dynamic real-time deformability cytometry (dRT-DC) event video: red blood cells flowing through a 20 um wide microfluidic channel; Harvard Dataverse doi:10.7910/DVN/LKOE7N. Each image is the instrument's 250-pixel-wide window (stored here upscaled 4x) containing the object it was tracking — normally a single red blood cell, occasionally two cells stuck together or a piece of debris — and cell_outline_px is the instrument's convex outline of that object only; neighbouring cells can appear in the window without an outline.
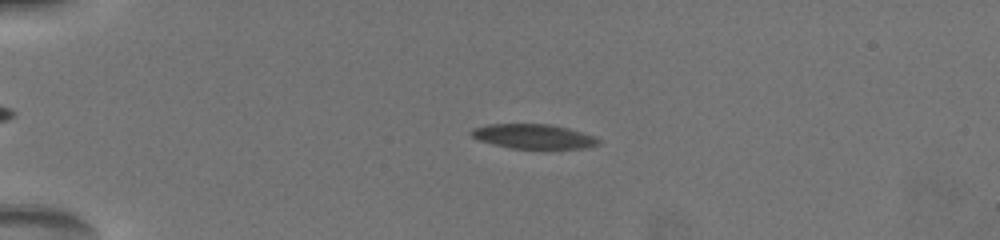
{"species": "common noctule bat (a hibernating species)", "species_latin": "Nyctalus noctula", "temperature_condition": "warm", "stored_images_in_passage": 55, "camera_frame_rate_fps": 3000, "um_per_image_px": 0.085, "animal": {"sex": "female", "body_mass_g": 19.5, "forearm_length_mm": 54.1}, "frame": {"image": 1, "passage_image": 1, "time_ms": 0.0, "image_size_px": [1000, 240], "cell_outline_px": [[600, 144], [584, 148], [512, 148], [480, 140], [472, 136], [472, 128], [492, 124], [548, 124], [568, 128], [592, 136], [600, 140]], "centroid_in_image_um": [45.37, 11.59], "position_along_channel_um": 39.6, "area_um2": 17.69}}
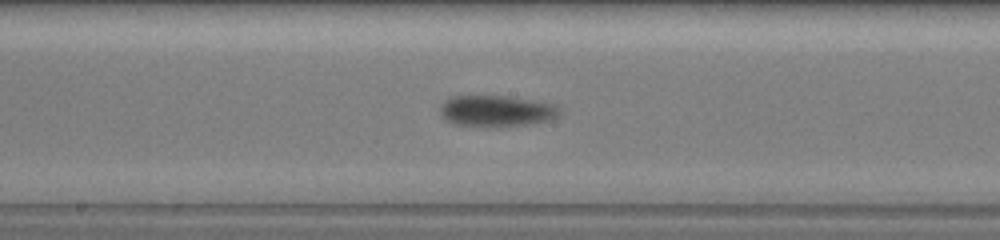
{"frame": {"image": 2, "passage_image": 23, "time_ms": 6.0, "image_size_px": [1000, 240], "cell_outline_px": [[556, 116], [544, 120], [524, 124], [492, 128], [456, 124], [448, 120], [440, 112], [440, 108], [452, 96], [508, 96], [548, 104], [556, 108]], "centroid_in_image_um": [42.08, 9.45], "position_along_channel_um": 206.1, "area_um2": 20.81}}
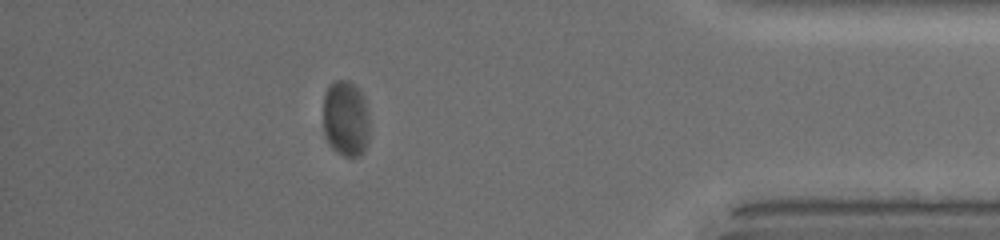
{"frame": {"image": 3, "passage_image": 44, "time_ms": 12.333, "image_size_px": [1000, 240], "cell_outline_px": [[368, 144], [364, 152], [356, 156], [348, 156], [340, 152], [332, 144], [328, 136], [324, 124], [324, 92], [336, 80], [348, 80], [360, 92], [364, 100], [368, 124]], "centroid_in_image_um": [29.41, 10.05], "position_along_channel_um": 405.8, "area_um2": 19.59}, "authors_computed_cell_mechanics": {"area_um2": 20.1144, "velocity_mm_per_s": 3.682, "shape_relaxation_time_tau1_ms": 7.0892, "shape_relaxation_time_tau2_ms": null, "deformation_change_tau1": 0.1636, "deformation_change_tau2": null}}